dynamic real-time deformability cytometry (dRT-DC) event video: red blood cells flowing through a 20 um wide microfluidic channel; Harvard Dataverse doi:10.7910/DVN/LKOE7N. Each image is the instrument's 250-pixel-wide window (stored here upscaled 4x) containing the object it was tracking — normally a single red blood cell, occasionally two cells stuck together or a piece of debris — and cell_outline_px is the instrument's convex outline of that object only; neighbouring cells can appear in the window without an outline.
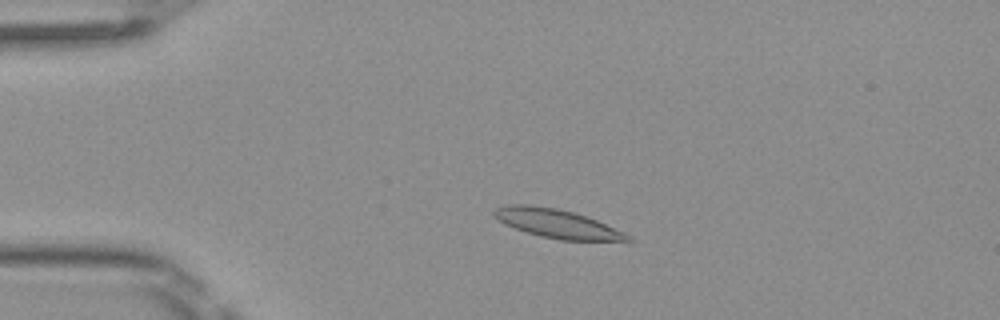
{"species": "Egyptian fruit bat (a non-hibernating species)", "species_latin": "Rousettus aegyptiacus", "temperature_condition": "room temperature", "stored_images_in_passage": 44, "camera_frame_rate_fps": 3000, "um_per_image_px": 0.085, "frame": {"image": 1, "passage_image": 5, "time_ms": 1.333, "image_size_px": [1000, 320], "cell_outline_px": [[636, 240], [560, 240], [540, 236], [504, 224], [492, 212], [496, 208], [508, 204], [528, 204], [556, 208], [572, 212], [596, 220], [624, 232]], "centroid_in_image_um": [47.33, 19.0], "position_along_channel_um": 37.7, "area_um2": 21.91}}
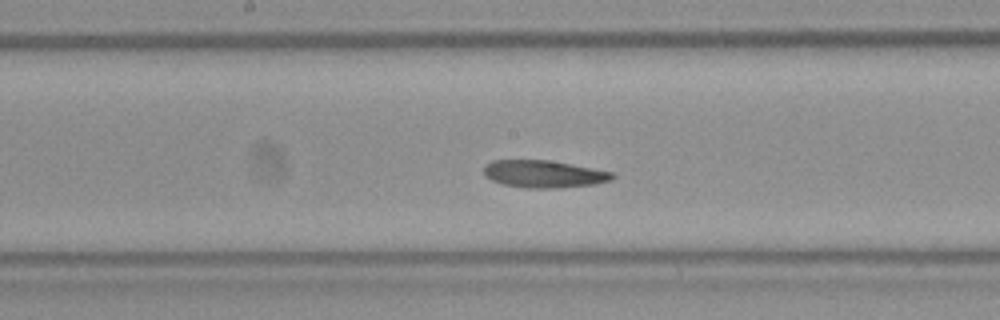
{"frame": {"image": 2, "passage_image": 20, "time_ms": 6.333, "image_size_px": [1000, 320], "cell_outline_px": [[616, 176], [612, 180], [592, 184], [556, 188], [524, 188], [504, 184], [492, 180], [484, 176], [484, 164], [492, 160], [548, 160], [592, 168], [612, 172]], "centroid_in_image_um": [46.19, 14.78], "position_along_channel_um": 202.0, "area_um2": 20.4}}
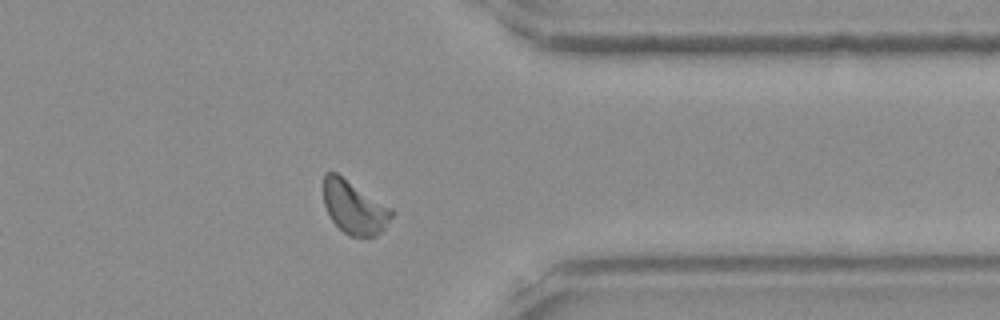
{"frame": {"image": 3, "passage_image": 34, "time_ms": 11.0, "image_size_px": [1000, 320], "cell_outline_px": [[396, 212], [384, 228], [376, 236], [348, 236], [332, 220], [324, 204], [324, 172], [336, 172], [392, 208]], "centroid_in_image_um": [30.13, 17.62], "position_along_channel_um": 381.3, "area_um2": 20.98}}